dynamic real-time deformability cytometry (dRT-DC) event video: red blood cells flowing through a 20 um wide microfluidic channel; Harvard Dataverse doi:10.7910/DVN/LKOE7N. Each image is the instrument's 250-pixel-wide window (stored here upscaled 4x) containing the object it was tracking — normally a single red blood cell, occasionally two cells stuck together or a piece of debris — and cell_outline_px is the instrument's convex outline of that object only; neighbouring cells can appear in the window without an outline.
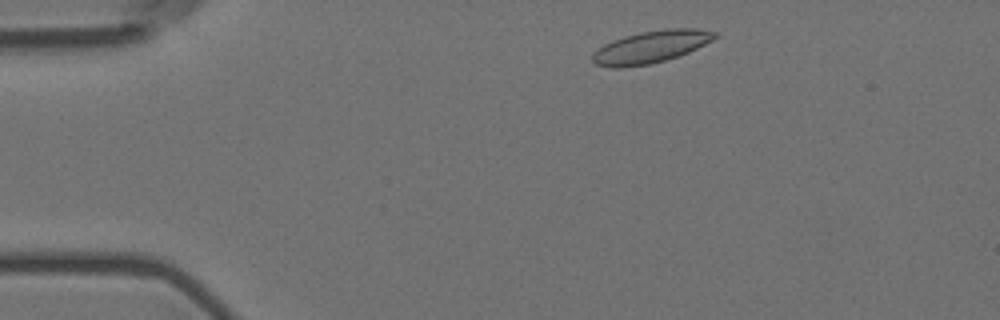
{"species": "Egyptian fruit bat (a non-hibernating species)", "species_latin": "Rousettus aegyptiacus", "temperature_condition": "room temperature", "stored_images_in_passage": 49, "camera_frame_rate_fps": 3000, "um_per_image_px": 0.085, "animal": {"sex": "female"}, "frame": {"image": 1, "passage_image": 3, "time_ms": 0.667, "image_size_px": [1000, 320], "cell_outline_px": [[720, 36], [688, 52], [664, 60], [648, 64], [620, 68], [616, 68], [596, 64], [592, 60], [592, 56], [604, 44], [612, 40], [624, 36], [640, 32], [664, 28], [696, 28], [716, 32]], "centroid_in_image_um": [55.35, 3.96], "position_along_channel_um": 29.7, "area_um2": 22.72}}
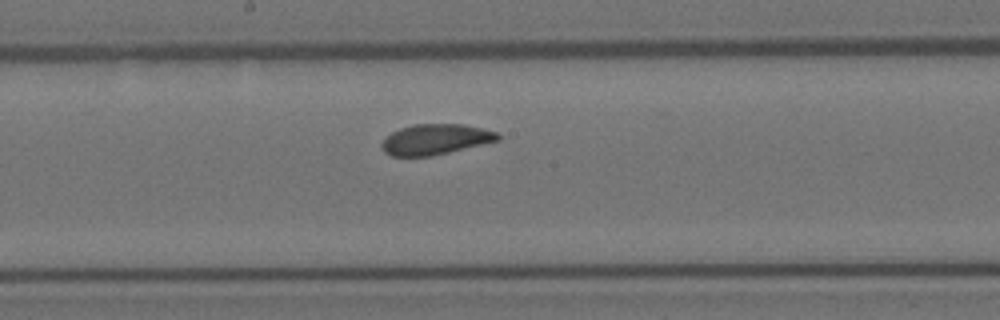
{"frame": {"image": 2, "passage_image": 23, "time_ms": 7.333, "image_size_px": [1000, 320], "cell_outline_px": [[500, 140], [432, 156], [392, 156], [384, 152], [380, 144], [392, 132], [400, 128], [412, 124], [464, 124], [496, 132], [500, 136]], "centroid_in_image_um": [37.0, 11.84], "position_along_channel_um": 211.2, "area_um2": 20.52}}
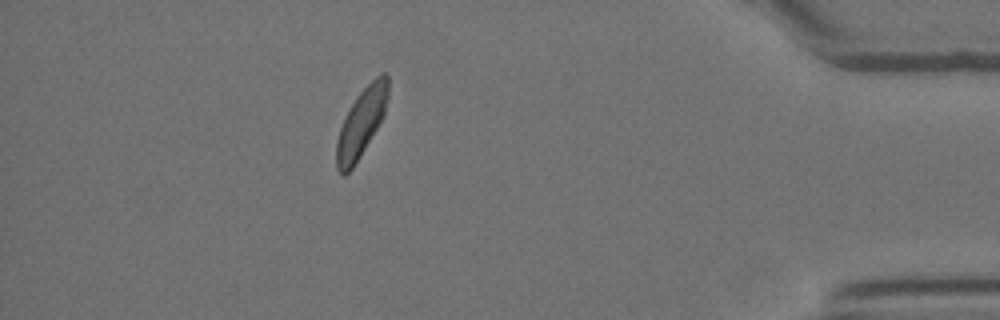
{"frame": {"image": 3, "passage_image": 43, "time_ms": 14.0, "image_size_px": [1000, 320], "cell_outline_px": [[388, 96], [384, 112], [376, 128], [352, 168], [344, 176], [336, 168], [336, 140], [340, 128], [356, 96], [380, 72], [384, 72], [388, 76]], "centroid_in_image_um": [30.7, 10.41], "position_along_channel_um": 404.5, "area_um2": 19.88}, "authors_computed_cell_mechanics": {"area_um2": 21.3282, "velocity_mm_per_s": 3.5995, "shape_relaxation_time_tau1_ms": 3.0448, "shape_relaxation_time_tau2_ms": 2.914, "deformation_change_tau1": 0.0911, "deformation_change_tau2": 0.0522}}